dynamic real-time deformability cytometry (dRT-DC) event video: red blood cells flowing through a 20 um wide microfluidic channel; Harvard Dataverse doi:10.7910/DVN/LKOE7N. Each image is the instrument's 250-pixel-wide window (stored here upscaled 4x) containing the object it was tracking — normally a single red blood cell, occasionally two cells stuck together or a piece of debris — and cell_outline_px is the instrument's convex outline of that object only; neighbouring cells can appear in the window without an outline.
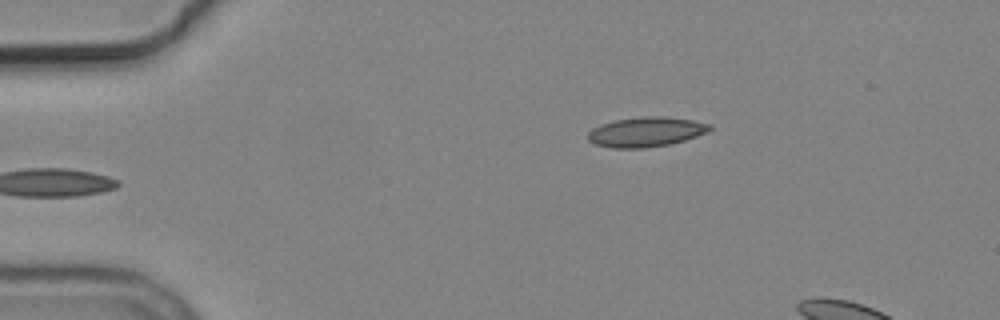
{"species": "common noctule bat (a hibernating species)", "species_latin": "Nyctalus noctula", "temperature_condition": "cold", "stored_images_in_passage": 5, "camera_frame_rate_fps": 3000, "um_per_image_px": 0.085, "animal": {"sex": "male", "body_mass_g": 19.2, "forearm_length_mm": 51.8}, "frame": {"image": 1, "passage_image": 5, "time_ms": 5.667, "image_size_px": [1000, 320], "cell_outline_px": [[712, 128], [708, 132], [684, 140], [668, 144], [644, 148], [612, 148], [596, 144], [588, 140], [588, 132], [592, 128], [600, 124], [612, 120], [644, 116], [664, 116], [692, 120], [712, 124]], "centroid_in_image_um": [54.9, 11.2], "position_along_channel_um": 30.1, "area_um2": 21.21}}